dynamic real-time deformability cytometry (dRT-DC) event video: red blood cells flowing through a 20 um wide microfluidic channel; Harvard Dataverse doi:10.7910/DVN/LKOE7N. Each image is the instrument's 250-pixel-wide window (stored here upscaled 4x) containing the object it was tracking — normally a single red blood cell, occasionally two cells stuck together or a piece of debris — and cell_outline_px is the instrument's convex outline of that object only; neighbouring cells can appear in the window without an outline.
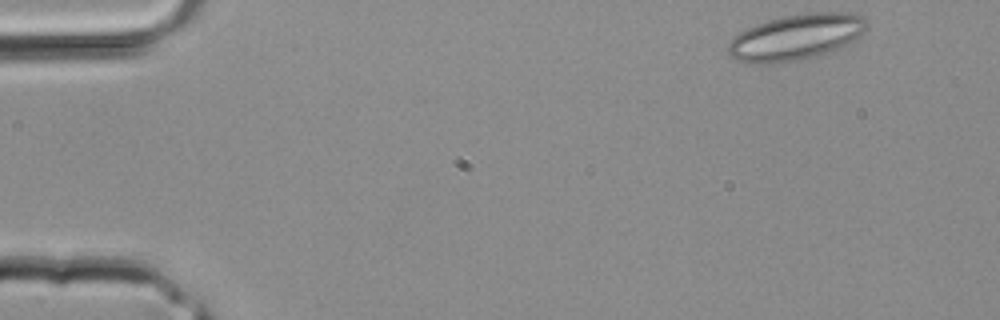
{"species": "common noctule bat (a hibernating species)", "species_latin": "Nyctalus noctula", "temperature_condition": "room temperature", "stored_images_in_passage": 3, "camera_frame_rate_fps": 3000, "um_per_image_px": 0.085, "animal": {"sex": "male", "body_mass_g": 20.4}, "frame": {"image": 1, "passage_image": 3, "time_ms": 0.667, "image_size_px": [1000, 320], "cell_outline_px": [[868, 20], [860, 36], [836, 48], [812, 56], [784, 64], [748, 64], [736, 60], [728, 52], [728, 44], [740, 32], [748, 28], [784, 16], [820, 12], [848, 12], [864, 16]], "centroid_in_image_um": [67.64, 3.17], "position_along_channel_um": 17.4, "area_um2": 36.36}}